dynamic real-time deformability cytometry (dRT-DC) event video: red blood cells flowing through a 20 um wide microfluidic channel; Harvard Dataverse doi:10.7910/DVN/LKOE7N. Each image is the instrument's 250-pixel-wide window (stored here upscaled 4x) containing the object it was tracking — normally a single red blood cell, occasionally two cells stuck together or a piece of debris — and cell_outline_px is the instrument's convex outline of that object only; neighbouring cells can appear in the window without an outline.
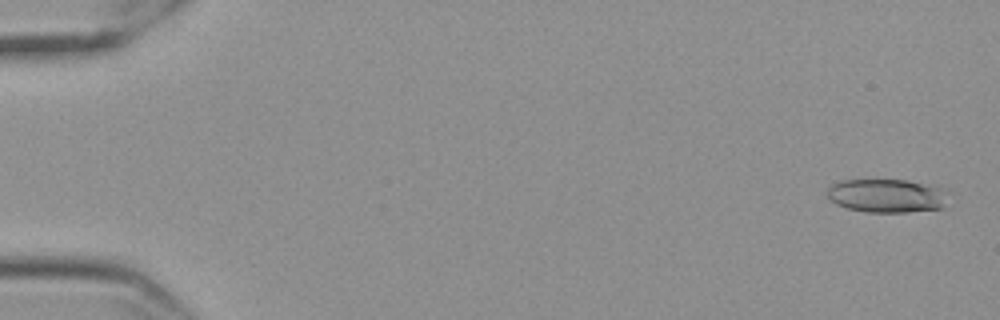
{"species": "Egyptian fruit bat (a non-hibernating species)", "species_latin": "Rousettus aegyptiacus", "temperature_condition": "cold", "stored_images_in_passage": 59, "camera_frame_rate_fps": 3000, "um_per_image_px": 0.085, "frame": {"image": 1, "passage_image": 3, "time_ms": 0.667, "image_size_px": [1000, 320], "cell_outline_px": [[944, 208], [908, 212], [868, 212], [848, 208], [836, 204], [828, 196], [828, 188], [832, 184], [840, 180], [908, 180], [936, 188]], "centroid_in_image_um": [75.2, 16.64], "position_along_channel_um": 9.8, "area_um2": 22.66}}
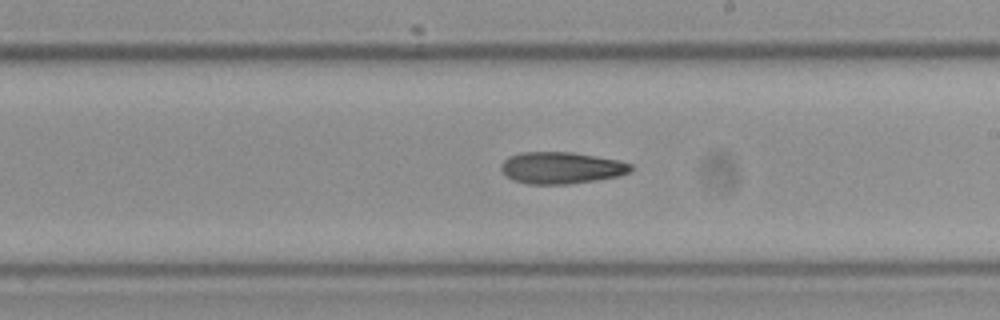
{"frame": {"image": 2, "passage_image": 35, "time_ms": 11.333, "image_size_px": [1000, 320], "cell_outline_px": [[632, 168], [628, 172], [620, 176], [596, 180], [568, 184], [528, 184], [512, 180], [500, 168], [500, 164], [508, 156], [520, 152], [572, 152], [620, 160], [632, 164]], "centroid_in_image_um": [47.7, 14.26], "position_along_channel_um": 241.3, "area_um2": 24.1}}
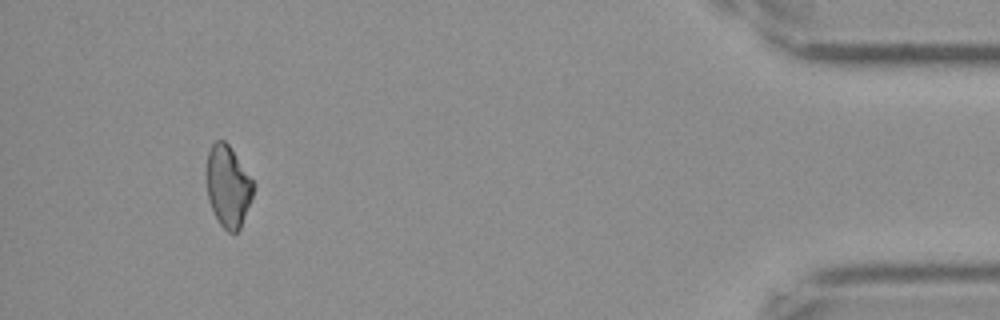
{"frame": {"image": 3, "passage_image": 55, "time_ms": 18.0, "image_size_px": [1000, 320], "cell_outline_px": [[256, 184], [252, 196], [240, 228], [236, 232], [228, 232], [220, 224], [212, 208], [208, 196], [208, 152], [212, 144], [216, 140], [224, 140], [228, 144]], "centroid_in_image_um": [19.41, 15.82], "position_along_channel_um": 415.8, "area_um2": 21.68}}